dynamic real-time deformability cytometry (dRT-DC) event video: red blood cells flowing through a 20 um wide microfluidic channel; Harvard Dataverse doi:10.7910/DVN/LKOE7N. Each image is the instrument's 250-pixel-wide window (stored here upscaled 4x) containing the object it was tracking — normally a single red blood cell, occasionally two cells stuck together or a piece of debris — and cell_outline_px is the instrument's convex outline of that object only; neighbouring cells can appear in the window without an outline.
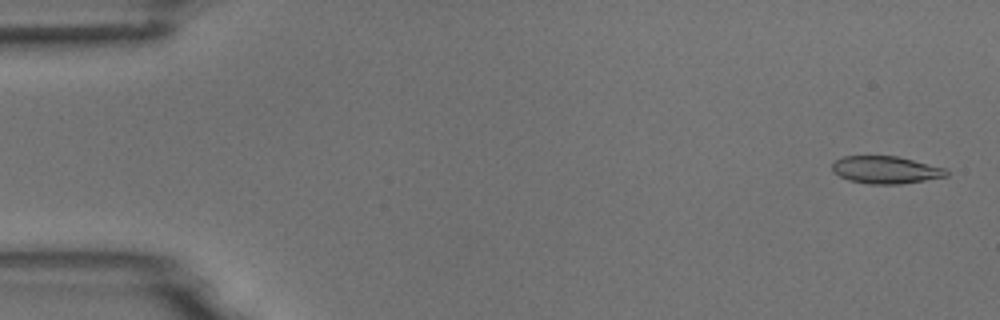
{"species": "common noctule bat (a hibernating species)", "species_latin": "Nyctalus noctula", "temperature_condition": "room temperature", "stored_images_in_passage": 5, "camera_frame_rate_fps": 3000, "um_per_image_px": 0.085, "animal": {"sex": "male", "body_mass_g": 18.8}, "frame": {"image": 1, "passage_image": 1, "time_ms": 0.0, "image_size_px": [1000, 320], "cell_outline_px": [[948, 176], [900, 184], [868, 184], [848, 180], [832, 172], [832, 164], [836, 160], [844, 156], [896, 156], [944, 168], [948, 172]], "centroid_in_image_um": [75.24, 14.44], "position_along_channel_um": 9.8, "area_um2": 18.09}}
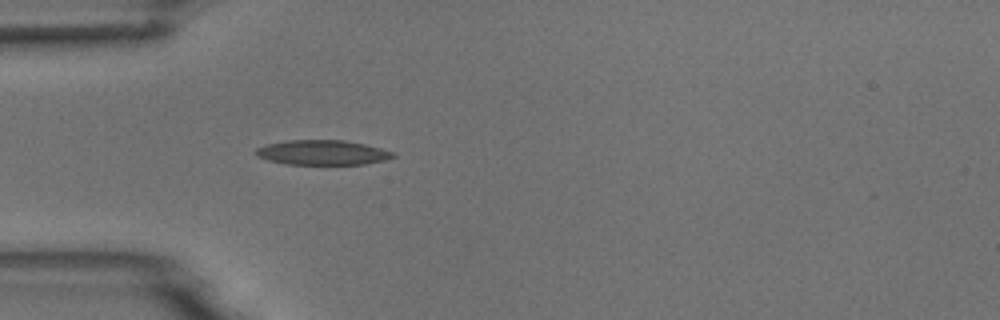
{"frame": {"image": 2, "passage_image": 5, "time_ms": 4.667, "image_size_px": [1000, 320], "cell_outline_px": [[396, 156], [384, 160], [364, 164], [284, 164], [268, 160], [256, 156], [252, 152], [256, 148], [268, 144], [288, 140], [344, 140], [364, 144], [380, 148], [392, 152]], "centroid_in_image_um": [27.35, 12.96], "position_along_channel_um": 57.7, "area_um2": 19.77}}